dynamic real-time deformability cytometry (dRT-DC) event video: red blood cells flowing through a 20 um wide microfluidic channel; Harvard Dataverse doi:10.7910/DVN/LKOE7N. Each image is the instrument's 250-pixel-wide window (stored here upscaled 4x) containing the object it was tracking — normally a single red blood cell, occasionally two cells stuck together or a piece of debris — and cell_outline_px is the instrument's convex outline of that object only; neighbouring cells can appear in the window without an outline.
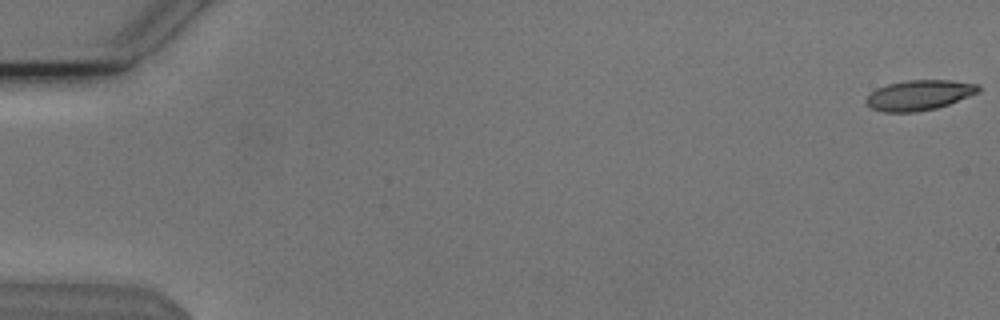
{"species": "Egyptian fruit bat (a non-hibernating species)", "species_latin": "Rousettus aegyptiacus", "temperature_condition": "cold", "stored_images_in_passage": 46, "camera_frame_rate_fps": 3000, "um_per_image_px": 0.085, "animal": {"sex": "male"}, "frame": {"image": 1, "passage_image": 1, "time_ms": 0.0, "image_size_px": [1000, 320], "cell_outline_px": [[980, 92], [948, 104], [936, 108], [916, 112], [884, 112], [872, 108], [864, 100], [876, 88], [888, 84], [908, 80], [952, 80], [976, 84], [980, 88]], "centroid_in_image_um": [78.13, 8.08], "position_along_channel_um": 6.9, "area_um2": 19.59}}
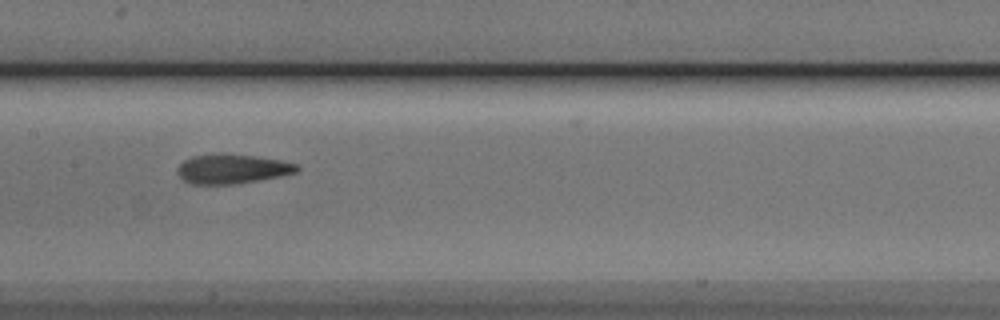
{"frame": {"image": 2, "passage_image": 28, "time_ms": 9.0, "image_size_px": [1000, 320], "cell_outline_px": [[300, 168], [296, 172], [280, 176], [236, 184], [192, 184], [184, 180], [176, 172], [176, 168], [184, 160], [192, 156], [220, 152], [252, 156], [280, 160], [300, 164]], "centroid_in_image_um": [19.72, 14.34], "position_along_channel_um": 187.7, "area_um2": 20.69}}
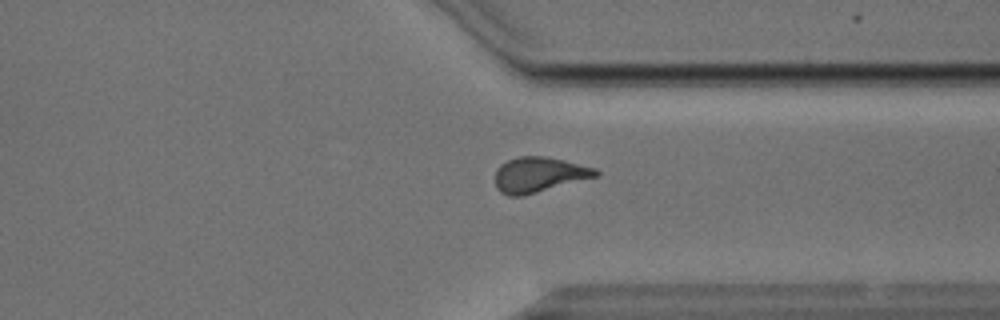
{"frame": {"image": 3, "passage_image": 42, "time_ms": 13.667, "image_size_px": [1000, 320], "cell_outline_px": [[600, 172], [596, 176], [524, 196], [508, 196], [500, 192], [496, 188], [496, 168], [500, 164], [508, 160], [520, 156], [548, 156], [596, 168]], "centroid_in_image_um": [45.78, 14.84], "position_along_channel_um": 365.6, "area_um2": 20.63}}